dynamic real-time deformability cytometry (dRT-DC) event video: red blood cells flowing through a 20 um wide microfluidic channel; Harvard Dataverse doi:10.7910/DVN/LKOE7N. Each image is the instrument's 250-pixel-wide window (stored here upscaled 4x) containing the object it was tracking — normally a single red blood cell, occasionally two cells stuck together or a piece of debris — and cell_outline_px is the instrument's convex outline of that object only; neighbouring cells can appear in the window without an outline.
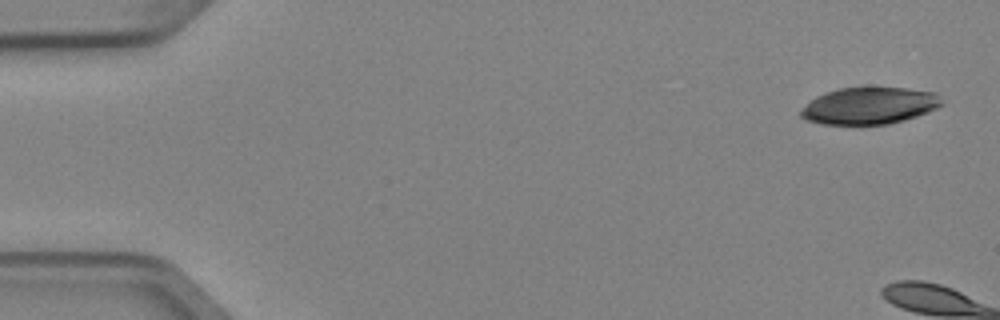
{"species": "Egyptian fruit bat (a non-hibernating species)", "species_latin": "Rousettus aegyptiacus", "temperature_condition": "cold", "stored_images_in_passage": 7, "camera_frame_rate_fps": 3000, "um_per_image_px": 0.085, "animal": {"sex": "female"}, "frame": {"image": 1, "passage_image": 1, "time_ms": 0.0, "image_size_px": [1000, 320], "cell_outline_px": [[944, 104], [928, 112], [904, 120], [888, 124], [824, 124], [804, 120], [800, 116], [800, 112], [816, 96], [840, 88], [904, 88], [936, 92], [940, 96]], "centroid_in_image_um": [73.93, 8.99], "position_along_channel_um": 11.1, "area_um2": 30.0}}
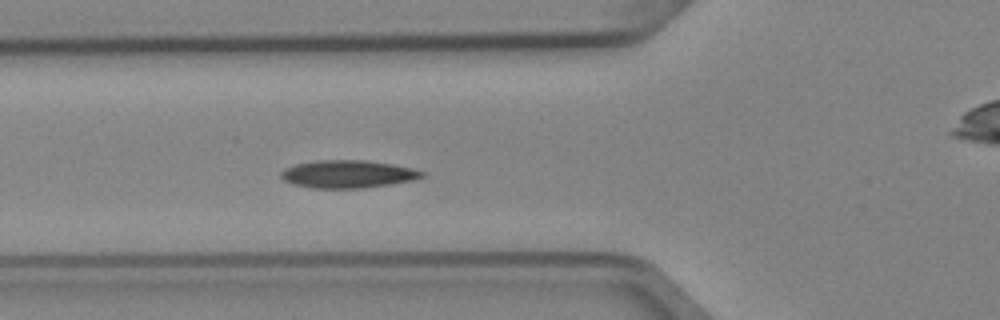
{"frame": {"image": 2, "passage_image": 6, "time_ms": 1.667, "image_size_px": [1000, 320], "cell_outline_px": [[424, 176], [412, 180], [392, 184], [364, 188], [312, 188], [292, 184], [284, 180], [280, 176], [280, 172], [284, 168], [296, 164], [316, 160], [364, 160], [392, 164], [412, 168], [424, 172]], "centroid_in_image_um": [29.53, 14.8], "position_along_channel_um": 96.3, "area_um2": 22.83}}